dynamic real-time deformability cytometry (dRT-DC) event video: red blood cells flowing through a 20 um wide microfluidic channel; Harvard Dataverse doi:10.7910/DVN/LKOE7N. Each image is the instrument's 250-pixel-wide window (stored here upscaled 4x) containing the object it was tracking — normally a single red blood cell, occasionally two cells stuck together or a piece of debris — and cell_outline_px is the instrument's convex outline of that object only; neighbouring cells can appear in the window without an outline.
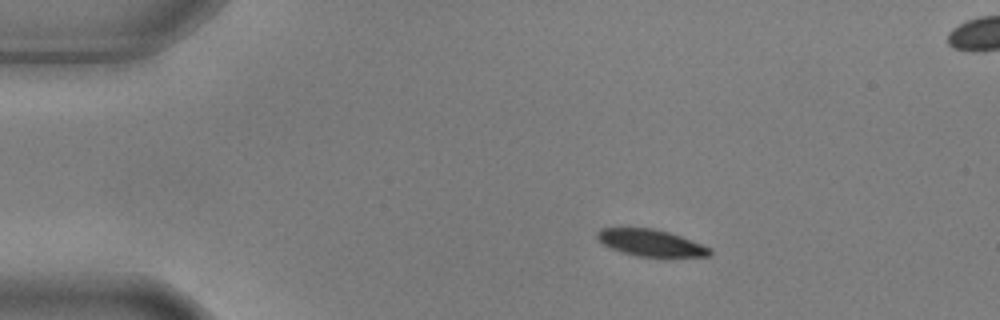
{"species": "common noctule bat (a hibernating species)", "species_latin": "Nyctalus noctula", "temperature_condition": "warm", "stored_images_in_passage": 8, "camera_frame_rate_fps": 3000, "um_per_image_px": 0.085, "animal": {"sex": "male", "body_mass_g": 17.9, "forearm_length_mm": 54.2}, "frame": {"image": 1, "passage_image": 2, "time_ms": 0.333, "image_size_px": [1000, 320], "cell_outline_px": [[712, 252], [708, 256], [636, 256], [620, 252], [608, 248], [596, 236], [596, 232], [600, 228], [652, 228], [668, 232], [680, 236], [700, 244], [708, 248]], "centroid_in_image_um": [55.23, 20.63], "position_along_channel_um": 29.8, "area_um2": 17.22}}
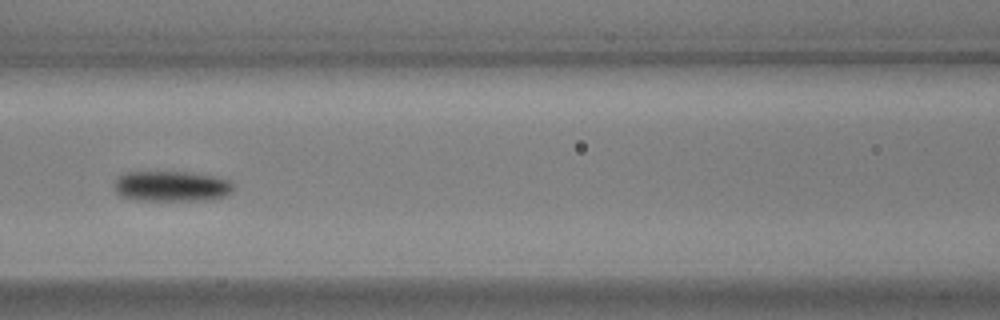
{"frame": {"image": 2, "passage_image": 6, "time_ms": 1.667, "image_size_px": [1000, 320], "cell_outline_px": [[232, 188], [224, 196], [212, 200], [136, 200], [120, 196], [116, 192], [112, 184], [116, 176], [124, 172], [192, 172], [216, 176], [228, 180], [232, 184]], "centroid_in_image_um": [14.5, 15.82], "position_along_channel_um": 152.1, "area_um2": 21.39}}
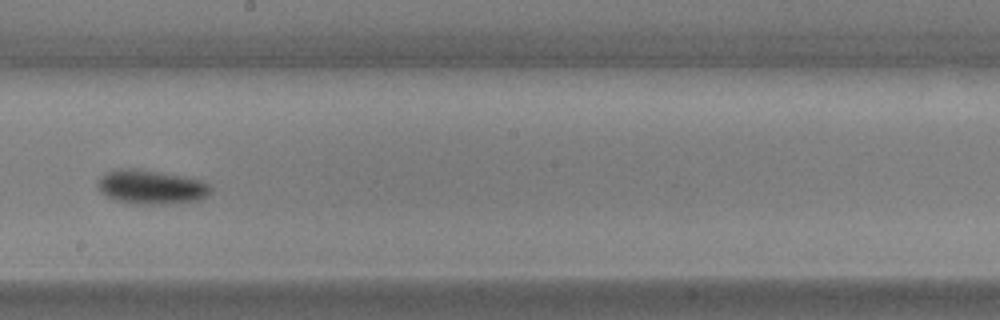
{"frame": {"image": 3, "passage_image": 8, "time_ms": 2.333, "image_size_px": [1000, 320], "cell_outline_px": [[212, 192], [208, 196], [200, 200], [168, 204], [136, 204], [116, 200], [100, 192], [96, 188], [96, 184], [100, 176], [108, 172], [120, 168], [128, 168], [184, 176], [200, 180], [208, 184], [212, 188]], "centroid_in_image_um": [12.85, 15.91], "position_along_channel_um": 235.3, "area_um2": 22.48}}